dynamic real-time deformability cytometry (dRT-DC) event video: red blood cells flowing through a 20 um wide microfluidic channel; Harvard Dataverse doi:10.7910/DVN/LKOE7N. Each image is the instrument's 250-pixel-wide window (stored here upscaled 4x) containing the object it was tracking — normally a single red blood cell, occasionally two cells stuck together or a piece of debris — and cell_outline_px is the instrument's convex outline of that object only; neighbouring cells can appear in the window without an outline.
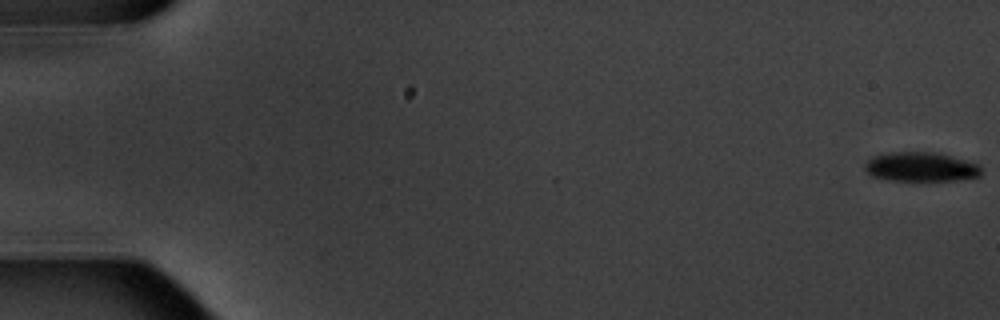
{"species": "common noctule bat (a hibernating species)", "species_latin": "Nyctalus noctula", "temperature_condition": "warm", "stored_images_in_passage": 5, "camera_frame_rate_fps": 3000, "um_per_image_px": 0.085, "animal": {"sex": "male", "body_mass_g": 20.1, "forearm_length_mm": 53.5}, "frame": {"image": 1, "passage_image": 1, "time_ms": 0.0, "image_size_px": [1000, 320], "cell_outline_px": [[980, 176], [956, 180], [888, 180], [872, 176], [864, 168], [864, 164], [872, 156], [888, 152], [932, 152], [952, 156], [980, 164]], "centroid_in_image_um": [78.25, 14.17], "position_along_channel_um": 6.7, "area_um2": 19.83}}